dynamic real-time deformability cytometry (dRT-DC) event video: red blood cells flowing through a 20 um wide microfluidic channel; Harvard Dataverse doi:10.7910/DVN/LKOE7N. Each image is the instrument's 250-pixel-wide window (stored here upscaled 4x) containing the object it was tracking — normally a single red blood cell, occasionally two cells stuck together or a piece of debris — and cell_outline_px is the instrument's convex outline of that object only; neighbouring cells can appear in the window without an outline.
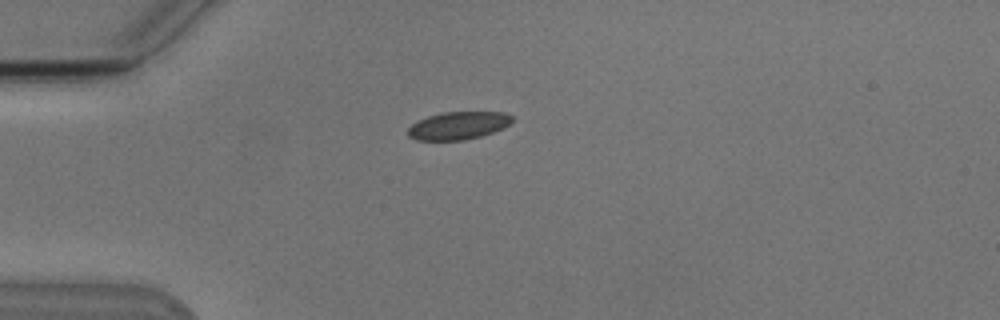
{"species": "Egyptian fruit bat (a non-hibernating species)", "species_latin": "Rousettus aegyptiacus", "temperature_condition": "cold", "stored_images_in_passage": 3, "camera_frame_rate_fps": 3000, "um_per_image_px": 0.085, "animal": {"sex": "male"}, "frame": {"image": 1, "passage_image": 3, "time_ms": 3.333, "image_size_px": [1000, 320], "cell_outline_px": [[512, 120], [504, 128], [480, 136], [464, 140], [416, 140], [408, 136], [408, 128], [416, 120], [428, 116], [444, 112], [504, 112], [512, 116]], "centroid_in_image_um": [38.92, 10.67], "position_along_channel_um": 46.1, "area_um2": 16.82}}